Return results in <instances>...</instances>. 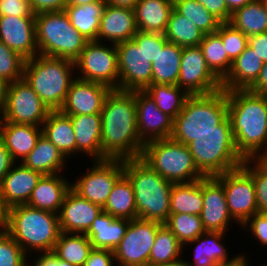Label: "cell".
Here are the masks:
<instances>
[{
    "label": "cell",
    "mask_w": 267,
    "mask_h": 266,
    "mask_svg": "<svg viewBox=\"0 0 267 266\" xmlns=\"http://www.w3.org/2000/svg\"><path fill=\"white\" fill-rule=\"evenodd\" d=\"M228 117L237 152L243 159L267 154V95L248 89L226 90Z\"/></svg>",
    "instance_id": "obj_2"
},
{
    "label": "cell",
    "mask_w": 267,
    "mask_h": 266,
    "mask_svg": "<svg viewBox=\"0 0 267 266\" xmlns=\"http://www.w3.org/2000/svg\"><path fill=\"white\" fill-rule=\"evenodd\" d=\"M21 163L42 175L64 173L68 168V160L44 135L39 137L34 149Z\"/></svg>",
    "instance_id": "obj_32"
},
{
    "label": "cell",
    "mask_w": 267,
    "mask_h": 266,
    "mask_svg": "<svg viewBox=\"0 0 267 266\" xmlns=\"http://www.w3.org/2000/svg\"><path fill=\"white\" fill-rule=\"evenodd\" d=\"M164 35L170 43L191 47L199 46L205 34L190 19L173 8Z\"/></svg>",
    "instance_id": "obj_39"
},
{
    "label": "cell",
    "mask_w": 267,
    "mask_h": 266,
    "mask_svg": "<svg viewBox=\"0 0 267 266\" xmlns=\"http://www.w3.org/2000/svg\"><path fill=\"white\" fill-rule=\"evenodd\" d=\"M214 130H232L228 117L226 90L204 95H190L175 117L171 138L188 145L196 137Z\"/></svg>",
    "instance_id": "obj_3"
},
{
    "label": "cell",
    "mask_w": 267,
    "mask_h": 266,
    "mask_svg": "<svg viewBox=\"0 0 267 266\" xmlns=\"http://www.w3.org/2000/svg\"><path fill=\"white\" fill-rule=\"evenodd\" d=\"M251 92L267 95V62L263 64L257 80L248 88Z\"/></svg>",
    "instance_id": "obj_58"
},
{
    "label": "cell",
    "mask_w": 267,
    "mask_h": 266,
    "mask_svg": "<svg viewBox=\"0 0 267 266\" xmlns=\"http://www.w3.org/2000/svg\"><path fill=\"white\" fill-rule=\"evenodd\" d=\"M132 40L136 44H143L144 54L151 64L156 60L159 51H162V48L168 43L163 33H150L139 30Z\"/></svg>",
    "instance_id": "obj_49"
},
{
    "label": "cell",
    "mask_w": 267,
    "mask_h": 266,
    "mask_svg": "<svg viewBox=\"0 0 267 266\" xmlns=\"http://www.w3.org/2000/svg\"><path fill=\"white\" fill-rule=\"evenodd\" d=\"M4 230L28 256L52 253L61 233L58 214L26 204L8 209Z\"/></svg>",
    "instance_id": "obj_4"
},
{
    "label": "cell",
    "mask_w": 267,
    "mask_h": 266,
    "mask_svg": "<svg viewBox=\"0 0 267 266\" xmlns=\"http://www.w3.org/2000/svg\"><path fill=\"white\" fill-rule=\"evenodd\" d=\"M102 211L101 206L80 197L70 189L58 213L60 230L85 234Z\"/></svg>",
    "instance_id": "obj_21"
},
{
    "label": "cell",
    "mask_w": 267,
    "mask_h": 266,
    "mask_svg": "<svg viewBox=\"0 0 267 266\" xmlns=\"http://www.w3.org/2000/svg\"><path fill=\"white\" fill-rule=\"evenodd\" d=\"M92 249L85 234L61 232L52 253L62 261L82 266Z\"/></svg>",
    "instance_id": "obj_37"
},
{
    "label": "cell",
    "mask_w": 267,
    "mask_h": 266,
    "mask_svg": "<svg viewBox=\"0 0 267 266\" xmlns=\"http://www.w3.org/2000/svg\"><path fill=\"white\" fill-rule=\"evenodd\" d=\"M86 170L71 181V189L80 197L103 207L115 183L124 174V160H93Z\"/></svg>",
    "instance_id": "obj_11"
},
{
    "label": "cell",
    "mask_w": 267,
    "mask_h": 266,
    "mask_svg": "<svg viewBox=\"0 0 267 266\" xmlns=\"http://www.w3.org/2000/svg\"><path fill=\"white\" fill-rule=\"evenodd\" d=\"M145 92L155 101L158 109L173 120L182 111L190 96L178 85L151 84Z\"/></svg>",
    "instance_id": "obj_40"
},
{
    "label": "cell",
    "mask_w": 267,
    "mask_h": 266,
    "mask_svg": "<svg viewBox=\"0 0 267 266\" xmlns=\"http://www.w3.org/2000/svg\"><path fill=\"white\" fill-rule=\"evenodd\" d=\"M0 16L35 17L29 0H0Z\"/></svg>",
    "instance_id": "obj_51"
},
{
    "label": "cell",
    "mask_w": 267,
    "mask_h": 266,
    "mask_svg": "<svg viewBox=\"0 0 267 266\" xmlns=\"http://www.w3.org/2000/svg\"><path fill=\"white\" fill-rule=\"evenodd\" d=\"M115 257L112 250L92 249L82 266H114Z\"/></svg>",
    "instance_id": "obj_53"
},
{
    "label": "cell",
    "mask_w": 267,
    "mask_h": 266,
    "mask_svg": "<svg viewBox=\"0 0 267 266\" xmlns=\"http://www.w3.org/2000/svg\"><path fill=\"white\" fill-rule=\"evenodd\" d=\"M102 210L116 218H137L133 186L125 174L115 183Z\"/></svg>",
    "instance_id": "obj_34"
},
{
    "label": "cell",
    "mask_w": 267,
    "mask_h": 266,
    "mask_svg": "<svg viewBox=\"0 0 267 266\" xmlns=\"http://www.w3.org/2000/svg\"><path fill=\"white\" fill-rule=\"evenodd\" d=\"M164 224L183 246L206 232L200 216L195 214H170Z\"/></svg>",
    "instance_id": "obj_44"
},
{
    "label": "cell",
    "mask_w": 267,
    "mask_h": 266,
    "mask_svg": "<svg viewBox=\"0 0 267 266\" xmlns=\"http://www.w3.org/2000/svg\"><path fill=\"white\" fill-rule=\"evenodd\" d=\"M129 221V219L116 218L102 211L85 235L90 239L92 248L113 251L125 235Z\"/></svg>",
    "instance_id": "obj_28"
},
{
    "label": "cell",
    "mask_w": 267,
    "mask_h": 266,
    "mask_svg": "<svg viewBox=\"0 0 267 266\" xmlns=\"http://www.w3.org/2000/svg\"><path fill=\"white\" fill-rule=\"evenodd\" d=\"M214 177L223 185L229 213L241 227L258 212L252 176L240 166Z\"/></svg>",
    "instance_id": "obj_13"
},
{
    "label": "cell",
    "mask_w": 267,
    "mask_h": 266,
    "mask_svg": "<svg viewBox=\"0 0 267 266\" xmlns=\"http://www.w3.org/2000/svg\"><path fill=\"white\" fill-rule=\"evenodd\" d=\"M34 14L41 12L61 11L66 7V0H29Z\"/></svg>",
    "instance_id": "obj_54"
},
{
    "label": "cell",
    "mask_w": 267,
    "mask_h": 266,
    "mask_svg": "<svg viewBox=\"0 0 267 266\" xmlns=\"http://www.w3.org/2000/svg\"><path fill=\"white\" fill-rule=\"evenodd\" d=\"M100 114L101 160L140 158L144 143L137 132L135 91L112 89Z\"/></svg>",
    "instance_id": "obj_1"
},
{
    "label": "cell",
    "mask_w": 267,
    "mask_h": 266,
    "mask_svg": "<svg viewBox=\"0 0 267 266\" xmlns=\"http://www.w3.org/2000/svg\"><path fill=\"white\" fill-rule=\"evenodd\" d=\"M43 175L24 166L14 163L0 183V194L5 206L9 209L27 204L31 193Z\"/></svg>",
    "instance_id": "obj_23"
},
{
    "label": "cell",
    "mask_w": 267,
    "mask_h": 266,
    "mask_svg": "<svg viewBox=\"0 0 267 266\" xmlns=\"http://www.w3.org/2000/svg\"><path fill=\"white\" fill-rule=\"evenodd\" d=\"M242 167L253 178L258 212L267 214V167L259 159H244Z\"/></svg>",
    "instance_id": "obj_45"
},
{
    "label": "cell",
    "mask_w": 267,
    "mask_h": 266,
    "mask_svg": "<svg viewBox=\"0 0 267 266\" xmlns=\"http://www.w3.org/2000/svg\"><path fill=\"white\" fill-rule=\"evenodd\" d=\"M8 208L5 206L0 194V230H4L7 224Z\"/></svg>",
    "instance_id": "obj_63"
},
{
    "label": "cell",
    "mask_w": 267,
    "mask_h": 266,
    "mask_svg": "<svg viewBox=\"0 0 267 266\" xmlns=\"http://www.w3.org/2000/svg\"><path fill=\"white\" fill-rule=\"evenodd\" d=\"M216 33L221 37L228 58L232 62L249 45V37L234 28L230 23H221Z\"/></svg>",
    "instance_id": "obj_47"
},
{
    "label": "cell",
    "mask_w": 267,
    "mask_h": 266,
    "mask_svg": "<svg viewBox=\"0 0 267 266\" xmlns=\"http://www.w3.org/2000/svg\"><path fill=\"white\" fill-rule=\"evenodd\" d=\"M36 45L39 55L75 61L89 42L70 23L65 12L35 14Z\"/></svg>",
    "instance_id": "obj_7"
},
{
    "label": "cell",
    "mask_w": 267,
    "mask_h": 266,
    "mask_svg": "<svg viewBox=\"0 0 267 266\" xmlns=\"http://www.w3.org/2000/svg\"><path fill=\"white\" fill-rule=\"evenodd\" d=\"M254 1L255 0H225L226 5L231 13Z\"/></svg>",
    "instance_id": "obj_62"
},
{
    "label": "cell",
    "mask_w": 267,
    "mask_h": 266,
    "mask_svg": "<svg viewBox=\"0 0 267 266\" xmlns=\"http://www.w3.org/2000/svg\"><path fill=\"white\" fill-rule=\"evenodd\" d=\"M177 85L189 95H204L222 89V82L208 68L200 46L183 47Z\"/></svg>",
    "instance_id": "obj_16"
},
{
    "label": "cell",
    "mask_w": 267,
    "mask_h": 266,
    "mask_svg": "<svg viewBox=\"0 0 267 266\" xmlns=\"http://www.w3.org/2000/svg\"><path fill=\"white\" fill-rule=\"evenodd\" d=\"M105 0L78 6H66L70 23L88 41H96L100 28V18L105 8Z\"/></svg>",
    "instance_id": "obj_33"
},
{
    "label": "cell",
    "mask_w": 267,
    "mask_h": 266,
    "mask_svg": "<svg viewBox=\"0 0 267 266\" xmlns=\"http://www.w3.org/2000/svg\"><path fill=\"white\" fill-rule=\"evenodd\" d=\"M75 72L78 79L102 83L111 89H119L116 45L89 41L75 60Z\"/></svg>",
    "instance_id": "obj_10"
},
{
    "label": "cell",
    "mask_w": 267,
    "mask_h": 266,
    "mask_svg": "<svg viewBox=\"0 0 267 266\" xmlns=\"http://www.w3.org/2000/svg\"><path fill=\"white\" fill-rule=\"evenodd\" d=\"M221 23H229L232 13L229 11L225 0H197Z\"/></svg>",
    "instance_id": "obj_52"
},
{
    "label": "cell",
    "mask_w": 267,
    "mask_h": 266,
    "mask_svg": "<svg viewBox=\"0 0 267 266\" xmlns=\"http://www.w3.org/2000/svg\"><path fill=\"white\" fill-rule=\"evenodd\" d=\"M75 61L36 55L26 60L23 78L50 111L60 110L75 77Z\"/></svg>",
    "instance_id": "obj_6"
},
{
    "label": "cell",
    "mask_w": 267,
    "mask_h": 266,
    "mask_svg": "<svg viewBox=\"0 0 267 266\" xmlns=\"http://www.w3.org/2000/svg\"><path fill=\"white\" fill-rule=\"evenodd\" d=\"M111 90L102 83L75 78L60 111L68 116L100 114Z\"/></svg>",
    "instance_id": "obj_19"
},
{
    "label": "cell",
    "mask_w": 267,
    "mask_h": 266,
    "mask_svg": "<svg viewBox=\"0 0 267 266\" xmlns=\"http://www.w3.org/2000/svg\"><path fill=\"white\" fill-rule=\"evenodd\" d=\"M183 245L169 228L162 224L157 231L156 239L149 255V266L171 263L182 258Z\"/></svg>",
    "instance_id": "obj_42"
},
{
    "label": "cell",
    "mask_w": 267,
    "mask_h": 266,
    "mask_svg": "<svg viewBox=\"0 0 267 266\" xmlns=\"http://www.w3.org/2000/svg\"><path fill=\"white\" fill-rule=\"evenodd\" d=\"M14 163L15 162L13 161L10 152L6 149L5 144L0 139V183L10 171Z\"/></svg>",
    "instance_id": "obj_57"
},
{
    "label": "cell",
    "mask_w": 267,
    "mask_h": 266,
    "mask_svg": "<svg viewBox=\"0 0 267 266\" xmlns=\"http://www.w3.org/2000/svg\"><path fill=\"white\" fill-rule=\"evenodd\" d=\"M8 86H9V83L0 77V116L6 105Z\"/></svg>",
    "instance_id": "obj_60"
},
{
    "label": "cell",
    "mask_w": 267,
    "mask_h": 266,
    "mask_svg": "<svg viewBox=\"0 0 267 266\" xmlns=\"http://www.w3.org/2000/svg\"><path fill=\"white\" fill-rule=\"evenodd\" d=\"M161 225L157 221L139 218L130 220L125 235L113 250L115 262L149 266L151 248Z\"/></svg>",
    "instance_id": "obj_15"
},
{
    "label": "cell",
    "mask_w": 267,
    "mask_h": 266,
    "mask_svg": "<svg viewBox=\"0 0 267 266\" xmlns=\"http://www.w3.org/2000/svg\"><path fill=\"white\" fill-rule=\"evenodd\" d=\"M245 252H240L238 254H236L230 261L228 262H222V263H218L215 266H250V258L247 257V253L244 254Z\"/></svg>",
    "instance_id": "obj_59"
},
{
    "label": "cell",
    "mask_w": 267,
    "mask_h": 266,
    "mask_svg": "<svg viewBox=\"0 0 267 266\" xmlns=\"http://www.w3.org/2000/svg\"><path fill=\"white\" fill-rule=\"evenodd\" d=\"M183 47L168 42L152 62V84L177 85Z\"/></svg>",
    "instance_id": "obj_36"
},
{
    "label": "cell",
    "mask_w": 267,
    "mask_h": 266,
    "mask_svg": "<svg viewBox=\"0 0 267 266\" xmlns=\"http://www.w3.org/2000/svg\"><path fill=\"white\" fill-rule=\"evenodd\" d=\"M50 110L24 78L9 83L1 122L41 127Z\"/></svg>",
    "instance_id": "obj_12"
},
{
    "label": "cell",
    "mask_w": 267,
    "mask_h": 266,
    "mask_svg": "<svg viewBox=\"0 0 267 266\" xmlns=\"http://www.w3.org/2000/svg\"><path fill=\"white\" fill-rule=\"evenodd\" d=\"M27 256L5 230H0V266H26Z\"/></svg>",
    "instance_id": "obj_48"
},
{
    "label": "cell",
    "mask_w": 267,
    "mask_h": 266,
    "mask_svg": "<svg viewBox=\"0 0 267 266\" xmlns=\"http://www.w3.org/2000/svg\"><path fill=\"white\" fill-rule=\"evenodd\" d=\"M173 8L190 19L204 34L215 33L221 22L197 0H173Z\"/></svg>",
    "instance_id": "obj_43"
},
{
    "label": "cell",
    "mask_w": 267,
    "mask_h": 266,
    "mask_svg": "<svg viewBox=\"0 0 267 266\" xmlns=\"http://www.w3.org/2000/svg\"><path fill=\"white\" fill-rule=\"evenodd\" d=\"M138 32L134 9L105 5L97 42L118 44L132 40Z\"/></svg>",
    "instance_id": "obj_22"
},
{
    "label": "cell",
    "mask_w": 267,
    "mask_h": 266,
    "mask_svg": "<svg viewBox=\"0 0 267 266\" xmlns=\"http://www.w3.org/2000/svg\"><path fill=\"white\" fill-rule=\"evenodd\" d=\"M0 42L25 60L39 54L35 17L0 16Z\"/></svg>",
    "instance_id": "obj_20"
},
{
    "label": "cell",
    "mask_w": 267,
    "mask_h": 266,
    "mask_svg": "<svg viewBox=\"0 0 267 266\" xmlns=\"http://www.w3.org/2000/svg\"><path fill=\"white\" fill-rule=\"evenodd\" d=\"M229 23L248 37L267 32V13L261 0L235 10Z\"/></svg>",
    "instance_id": "obj_38"
},
{
    "label": "cell",
    "mask_w": 267,
    "mask_h": 266,
    "mask_svg": "<svg viewBox=\"0 0 267 266\" xmlns=\"http://www.w3.org/2000/svg\"><path fill=\"white\" fill-rule=\"evenodd\" d=\"M118 51L119 90L145 91L152 84V64L143 44L127 40L116 44Z\"/></svg>",
    "instance_id": "obj_14"
},
{
    "label": "cell",
    "mask_w": 267,
    "mask_h": 266,
    "mask_svg": "<svg viewBox=\"0 0 267 266\" xmlns=\"http://www.w3.org/2000/svg\"><path fill=\"white\" fill-rule=\"evenodd\" d=\"M29 257L30 256H27L26 266H74L71 263L58 259L53 253H48L39 256L35 255L33 256L34 258L30 257L31 260L29 259Z\"/></svg>",
    "instance_id": "obj_55"
},
{
    "label": "cell",
    "mask_w": 267,
    "mask_h": 266,
    "mask_svg": "<svg viewBox=\"0 0 267 266\" xmlns=\"http://www.w3.org/2000/svg\"><path fill=\"white\" fill-rule=\"evenodd\" d=\"M199 46L208 68L222 82L229 74L233 62L228 58L221 37L216 32L205 34Z\"/></svg>",
    "instance_id": "obj_41"
},
{
    "label": "cell",
    "mask_w": 267,
    "mask_h": 266,
    "mask_svg": "<svg viewBox=\"0 0 267 266\" xmlns=\"http://www.w3.org/2000/svg\"><path fill=\"white\" fill-rule=\"evenodd\" d=\"M139 0H105L106 4L134 9Z\"/></svg>",
    "instance_id": "obj_61"
},
{
    "label": "cell",
    "mask_w": 267,
    "mask_h": 266,
    "mask_svg": "<svg viewBox=\"0 0 267 266\" xmlns=\"http://www.w3.org/2000/svg\"><path fill=\"white\" fill-rule=\"evenodd\" d=\"M203 208L202 179L189 183H173L170 195V214L199 215Z\"/></svg>",
    "instance_id": "obj_35"
},
{
    "label": "cell",
    "mask_w": 267,
    "mask_h": 266,
    "mask_svg": "<svg viewBox=\"0 0 267 266\" xmlns=\"http://www.w3.org/2000/svg\"><path fill=\"white\" fill-rule=\"evenodd\" d=\"M140 158L172 183H189L205 177L194 164L187 145L172 138L145 143Z\"/></svg>",
    "instance_id": "obj_8"
},
{
    "label": "cell",
    "mask_w": 267,
    "mask_h": 266,
    "mask_svg": "<svg viewBox=\"0 0 267 266\" xmlns=\"http://www.w3.org/2000/svg\"><path fill=\"white\" fill-rule=\"evenodd\" d=\"M25 59L0 42V77L8 83L23 78Z\"/></svg>",
    "instance_id": "obj_46"
},
{
    "label": "cell",
    "mask_w": 267,
    "mask_h": 266,
    "mask_svg": "<svg viewBox=\"0 0 267 266\" xmlns=\"http://www.w3.org/2000/svg\"><path fill=\"white\" fill-rule=\"evenodd\" d=\"M187 147L205 177L234 170L244 162L235 148L232 130H214L196 137Z\"/></svg>",
    "instance_id": "obj_9"
},
{
    "label": "cell",
    "mask_w": 267,
    "mask_h": 266,
    "mask_svg": "<svg viewBox=\"0 0 267 266\" xmlns=\"http://www.w3.org/2000/svg\"><path fill=\"white\" fill-rule=\"evenodd\" d=\"M124 174L133 186L137 218L164 224L170 215L173 183L159 175L141 158L124 160Z\"/></svg>",
    "instance_id": "obj_5"
},
{
    "label": "cell",
    "mask_w": 267,
    "mask_h": 266,
    "mask_svg": "<svg viewBox=\"0 0 267 266\" xmlns=\"http://www.w3.org/2000/svg\"><path fill=\"white\" fill-rule=\"evenodd\" d=\"M41 129L42 135L57 147L68 161L76 156V137L70 116L60 110L50 111Z\"/></svg>",
    "instance_id": "obj_29"
},
{
    "label": "cell",
    "mask_w": 267,
    "mask_h": 266,
    "mask_svg": "<svg viewBox=\"0 0 267 266\" xmlns=\"http://www.w3.org/2000/svg\"><path fill=\"white\" fill-rule=\"evenodd\" d=\"M114 266H139V265L131 264V263H125V262H115Z\"/></svg>",
    "instance_id": "obj_66"
},
{
    "label": "cell",
    "mask_w": 267,
    "mask_h": 266,
    "mask_svg": "<svg viewBox=\"0 0 267 266\" xmlns=\"http://www.w3.org/2000/svg\"><path fill=\"white\" fill-rule=\"evenodd\" d=\"M137 132L145 144L153 140L171 138L174 120L161 112L145 91H135Z\"/></svg>",
    "instance_id": "obj_18"
},
{
    "label": "cell",
    "mask_w": 267,
    "mask_h": 266,
    "mask_svg": "<svg viewBox=\"0 0 267 266\" xmlns=\"http://www.w3.org/2000/svg\"><path fill=\"white\" fill-rule=\"evenodd\" d=\"M173 0H139L134 8L139 31L165 33Z\"/></svg>",
    "instance_id": "obj_31"
},
{
    "label": "cell",
    "mask_w": 267,
    "mask_h": 266,
    "mask_svg": "<svg viewBox=\"0 0 267 266\" xmlns=\"http://www.w3.org/2000/svg\"><path fill=\"white\" fill-rule=\"evenodd\" d=\"M249 46L261 58L263 63L267 62V32L250 36Z\"/></svg>",
    "instance_id": "obj_56"
},
{
    "label": "cell",
    "mask_w": 267,
    "mask_h": 266,
    "mask_svg": "<svg viewBox=\"0 0 267 266\" xmlns=\"http://www.w3.org/2000/svg\"><path fill=\"white\" fill-rule=\"evenodd\" d=\"M99 1L101 0H66V6H78Z\"/></svg>",
    "instance_id": "obj_64"
},
{
    "label": "cell",
    "mask_w": 267,
    "mask_h": 266,
    "mask_svg": "<svg viewBox=\"0 0 267 266\" xmlns=\"http://www.w3.org/2000/svg\"><path fill=\"white\" fill-rule=\"evenodd\" d=\"M65 176L64 173L43 175L26 205L58 214L67 192L71 189V180Z\"/></svg>",
    "instance_id": "obj_24"
},
{
    "label": "cell",
    "mask_w": 267,
    "mask_h": 266,
    "mask_svg": "<svg viewBox=\"0 0 267 266\" xmlns=\"http://www.w3.org/2000/svg\"><path fill=\"white\" fill-rule=\"evenodd\" d=\"M75 137L76 156L86 155L93 160H101V114L70 116Z\"/></svg>",
    "instance_id": "obj_27"
},
{
    "label": "cell",
    "mask_w": 267,
    "mask_h": 266,
    "mask_svg": "<svg viewBox=\"0 0 267 266\" xmlns=\"http://www.w3.org/2000/svg\"><path fill=\"white\" fill-rule=\"evenodd\" d=\"M158 266H190L187 262L186 259L180 258L177 261L171 262V263H166V264H162V265H158Z\"/></svg>",
    "instance_id": "obj_65"
},
{
    "label": "cell",
    "mask_w": 267,
    "mask_h": 266,
    "mask_svg": "<svg viewBox=\"0 0 267 266\" xmlns=\"http://www.w3.org/2000/svg\"><path fill=\"white\" fill-rule=\"evenodd\" d=\"M203 208L200 214L206 231L223 232L236 221L229 213L223 185L214 177L202 179ZM229 227V228H228Z\"/></svg>",
    "instance_id": "obj_17"
},
{
    "label": "cell",
    "mask_w": 267,
    "mask_h": 266,
    "mask_svg": "<svg viewBox=\"0 0 267 266\" xmlns=\"http://www.w3.org/2000/svg\"><path fill=\"white\" fill-rule=\"evenodd\" d=\"M259 160L267 167V154L261 156Z\"/></svg>",
    "instance_id": "obj_67"
},
{
    "label": "cell",
    "mask_w": 267,
    "mask_h": 266,
    "mask_svg": "<svg viewBox=\"0 0 267 266\" xmlns=\"http://www.w3.org/2000/svg\"><path fill=\"white\" fill-rule=\"evenodd\" d=\"M42 129L36 125L0 122V139L15 163H21L36 146Z\"/></svg>",
    "instance_id": "obj_25"
},
{
    "label": "cell",
    "mask_w": 267,
    "mask_h": 266,
    "mask_svg": "<svg viewBox=\"0 0 267 266\" xmlns=\"http://www.w3.org/2000/svg\"><path fill=\"white\" fill-rule=\"evenodd\" d=\"M267 13V0H261Z\"/></svg>",
    "instance_id": "obj_68"
},
{
    "label": "cell",
    "mask_w": 267,
    "mask_h": 266,
    "mask_svg": "<svg viewBox=\"0 0 267 266\" xmlns=\"http://www.w3.org/2000/svg\"><path fill=\"white\" fill-rule=\"evenodd\" d=\"M263 64L261 58L248 45L234 60L229 74L222 81V89H248L257 80Z\"/></svg>",
    "instance_id": "obj_30"
},
{
    "label": "cell",
    "mask_w": 267,
    "mask_h": 266,
    "mask_svg": "<svg viewBox=\"0 0 267 266\" xmlns=\"http://www.w3.org/2000/svg\"><path fill=\"white\" fill-rule=\"evenodd\" d=\"M240 228L242 231L250 232L251 236L259 242L261 247L267 246V214L257 212L250 217Z\"/></svg>",
    "instance_id": "obj_50"
},
{
    "label": "cell",
    "mask_w": 267,
    "mask_h": 266,
    "mask_svg": "<svg viewBox=\"0 0 267 266\" xmlns=\"http://www.w3.org/2000/svg\"><path fill=\"white\" fill-rule=\"evenodd\" d=\"M225 234L228 233L206 231L196 239L186 243L183 246V251H185V253L188 245H195L192 253L193 262L187 260L186 262L190 266H215L218 263L230 261L235 255H230L231 257L228 255L229 250L226 248L227 245L223 242L224 238L225 241L227 238V235Z\"/></svg>",
    "instance_id": "obj_26"
}]
</instances>
